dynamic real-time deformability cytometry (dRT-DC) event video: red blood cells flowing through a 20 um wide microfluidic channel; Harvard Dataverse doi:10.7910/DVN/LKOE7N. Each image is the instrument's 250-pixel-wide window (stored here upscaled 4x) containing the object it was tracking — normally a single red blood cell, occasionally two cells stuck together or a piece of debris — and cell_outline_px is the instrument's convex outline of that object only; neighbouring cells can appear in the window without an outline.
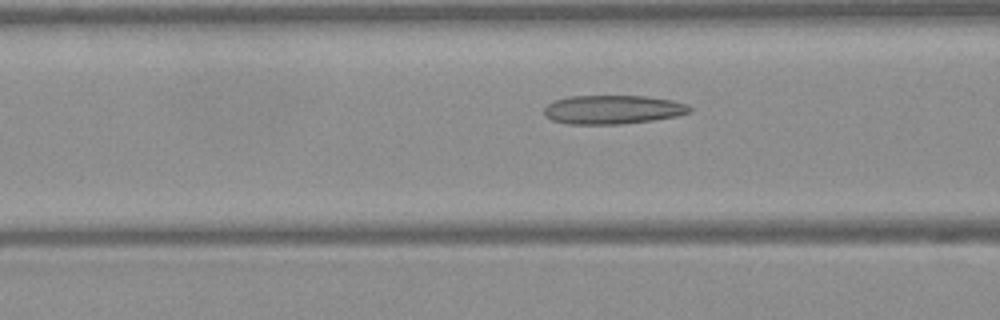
{"species": "Egyptian fruit bat (a non-hibernating species)", "species_latin": "Rousettus aegyptiacus", "temperature_condition": "warm", "stored_images_in_passage": 46, "camera_frame_rate_fps": 3000, "um_per_image_px": 0.085, "frame": {"image": 1, "passage_image": 16, "time_ms": 5.0, "image_size_px": [1000, 320], "cell_outline_px": [[692, 112], [676, 116], [652, 120], [620, 124], [568, 124], [552, 120], [544, 116], [544, 108], [552, 100], [568, 96], [648, 96], [672, 100], [688, 104], [692, 108]], "centroid_in_image_um": [52.07, 9.31], "position_along_channel_um": 114.5, "area_um2": 24.68}}
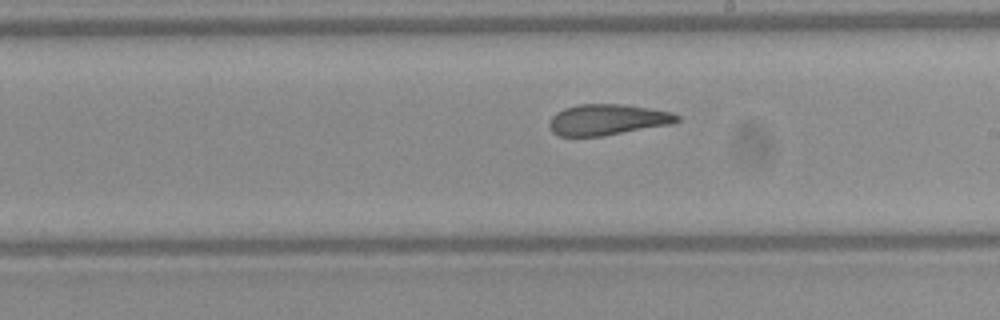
{"frame": {"image": 2, "passage_image": 25, "time_ms": 8.0, "image_size_px": [1000, 320], "cell_outline_px": [[680, 120], [672, 124], [604, 136], [560, 136], [552, 132], [548, 124], [552, 116], [556, 112], [564, 108], [580, 104], [620, 104], [648, 108], [672, 112], [680, 116]], "centroid_in_image_um": [51.63, 10.18], "position_along_channel_um": 237.4, "area_um2": 23.06}}
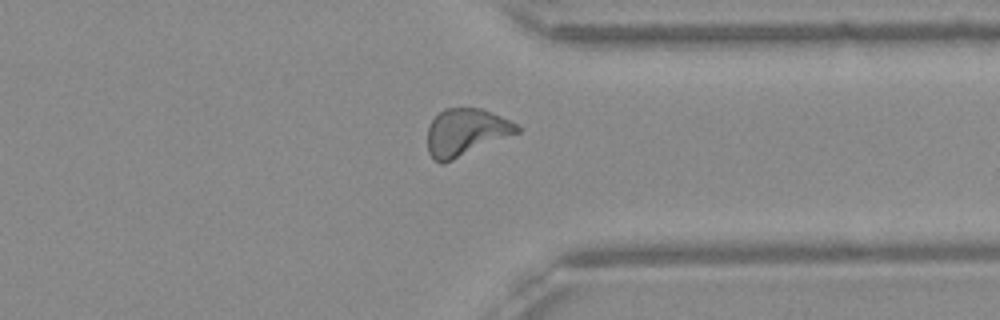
{"frame": {"image": 3, "passage_image": 35, "time_ms": 11.333, "image_size_px": [1000, 320], "cell_outline_px": [[520, 132], [444, 164], [440, 164], [432, 160], [428, 152], [428, 124], [444, 108], [480, 108], [492, 112], [520, 124]], "centroid_in_image_um": [39.6, 11.25], "position_along_channel_um": 371.8, "area_um2": 24.97}, "authors_computed_cell_mechanics": {"area_um2": 24.3627, "velocity_mm_per_s": 4.088, "shape_relaxation_time_tau1_ms": null, "shape_relaxation_time_tau2_ms": 2.309, "deformation_change_tau1": null, "deformation_change_tau2": 0.1039}}